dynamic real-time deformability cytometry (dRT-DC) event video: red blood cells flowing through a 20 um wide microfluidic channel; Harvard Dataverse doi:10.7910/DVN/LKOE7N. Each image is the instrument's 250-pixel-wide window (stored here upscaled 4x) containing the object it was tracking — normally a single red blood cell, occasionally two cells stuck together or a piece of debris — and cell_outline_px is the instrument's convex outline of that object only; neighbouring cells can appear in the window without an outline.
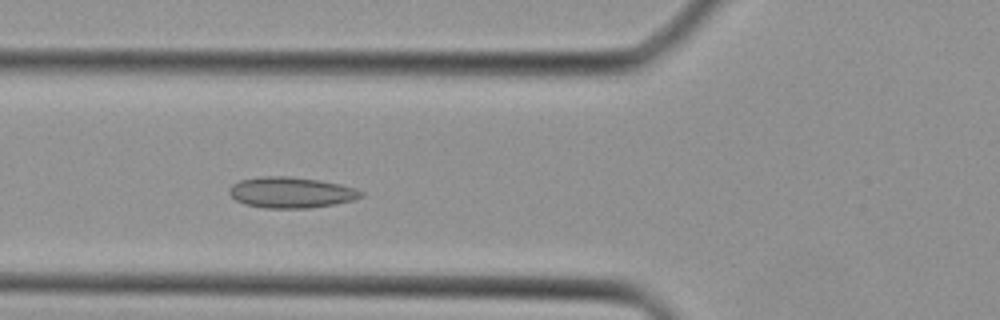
{"species": "Egyptian fruit bat (a non-hibernating species)", "species_latin": "Rousettus aegyptiacus", "temperature_condition": "cold", "stored_images_in_passage": 37, "camera_frame_rate_fps": 3000, "um_per_image_px": 0.085, "animal": {"sex": "female"}, "frame": {"image": 1, "passage_image": 11, "time_ms": 3.333, "image_size_px": [1000, 320], "cell_outline_px": [[364, 196], [352, 200], [336, 204], [308, 208], [264, 208], [244, 204], [236, 200], [228, 192], [228, 188], [232, 184], [240, 180], [264, 176], [288, 176], [316, 180], [340, 184], [356, 188], [364, 192]], "centroid_in_image_um": [24.74, 16.36], "position_along_channel_um": 101.1, "area_um2": 23.76}}
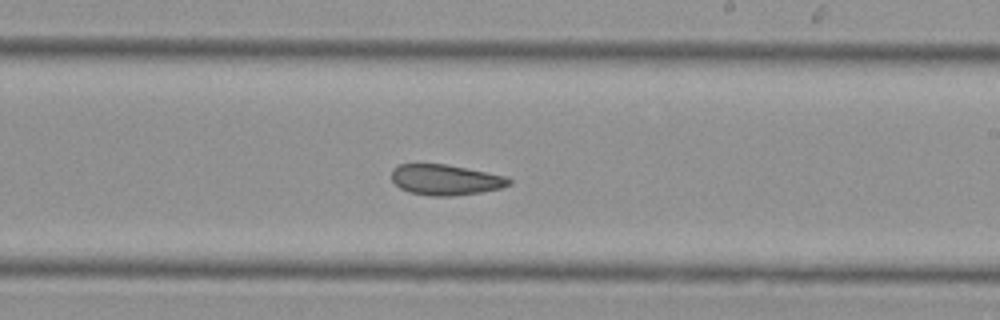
{"frame": {"image": 2, "passage_image": 20, "time_ms": 6.333, "image_size_px": [1000, 320], "cell_outline_px": [[512, 184], [500, 188], [480, 192], [452, 196], [432, 196], [408, 192], [400, 188], [392, 180], [392, 168], [400, 164], [444, 164], [508, 176], [512, 180]], "centroid_in_image_um": [37.88, 15.28], "position_along_channel_um": 251.1, "area_um2": 20.92}}
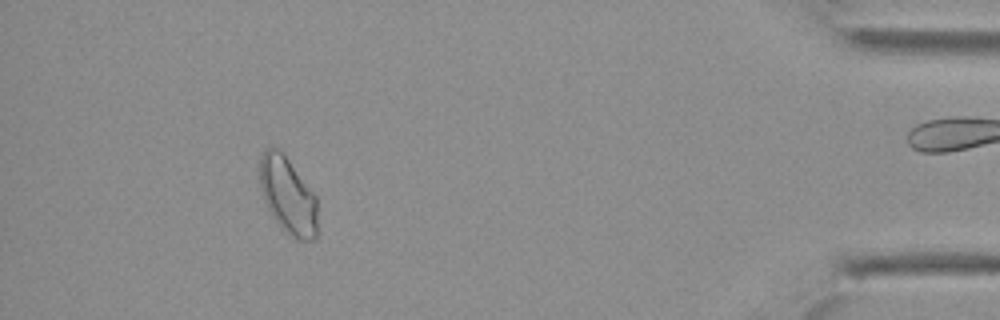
{"frame": {"image": 3, "passage_image": 33, "time_ms": 10.667, "image_size_px": [1000, 320], "cell_outline_px": [[316, 240], [296, 240], [284, 232], [280, 228], [272, 216], [264, 200], [260, 188], [260, 156], [264, 148], [276, 148], [288, 160], [316, 196]], "centroid_in_image_um": [24.45, 16.67], "position_along_channel_um": 410.8, "area_um2": 25.66}}